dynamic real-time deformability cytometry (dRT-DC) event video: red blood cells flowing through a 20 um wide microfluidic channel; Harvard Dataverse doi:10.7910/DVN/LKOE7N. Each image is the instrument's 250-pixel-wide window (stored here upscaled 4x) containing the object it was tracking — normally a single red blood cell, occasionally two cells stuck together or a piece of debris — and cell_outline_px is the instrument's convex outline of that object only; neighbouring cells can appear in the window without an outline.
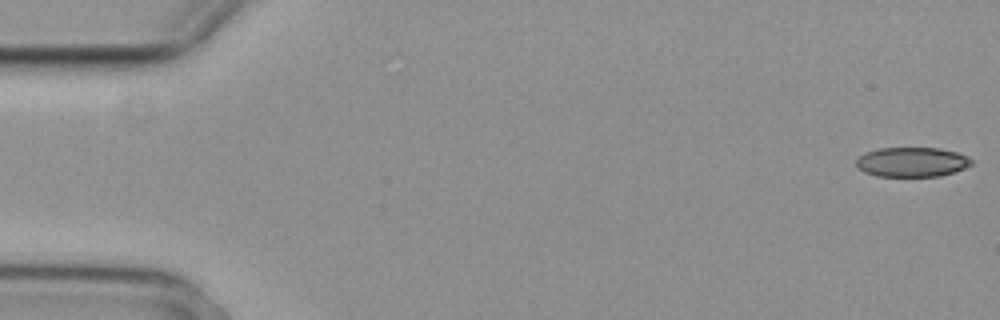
{"species": "common noctule bat (a hibernating species)", "species_latin": "Nyctalus noctula", "temperature_condition": "cold", "stored_images_in_passage": 5, "camera_frame_rate_fps": 3000, "um_per_image_px": 0.085, "animal": {"sex": "female", "body_mass_g": 29.2, "forearm_length_mm": 56.3}, "frame": {"image": 1, "passage_image": 1, "time_ms": 0.0, "image_size_px": [1000, 320], "cell_outline_px": [[972, 164], [964, 168], [940, 176], [876, 176], [864, 172], [856, 168], [856, 160], [864, 152], [880, 148], [940, 148], [956, 152], [972, 160]], "centroid_in_image_um": [77.46, 13.77], "position_along_channel_um": 7.5, "area_um2": 19.83}}
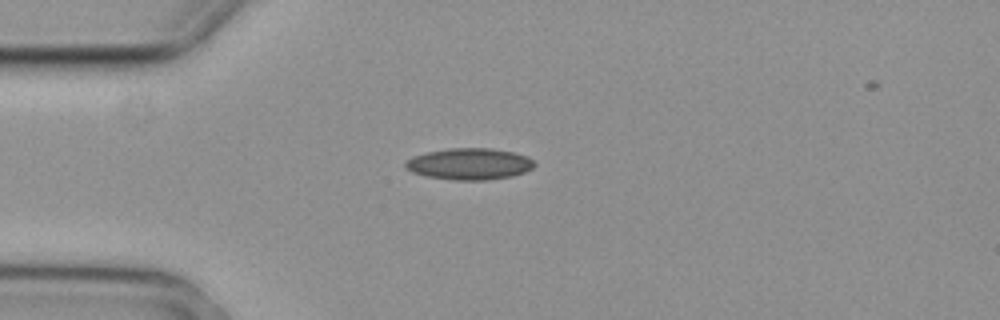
{"frame": {"image": 2, "passage_image": 4, "time_ms": 1.0, "image_size_px": [1000, 320], "cell_outline_px": [[536, 164], [532, 168], [524, 172], [512, 176], [488, 180], [452, 180], [424, 176], [412, 172], [404, 168], [404, 164], [408, 160], [416, 156], [428, 152], [448, 148], [492, 148], [516, 152], [528, 156]], "centroid_in_image_um": [39.92, 13.94], "position_along_channel_um": 45.1, "area_um2": 23.81}}
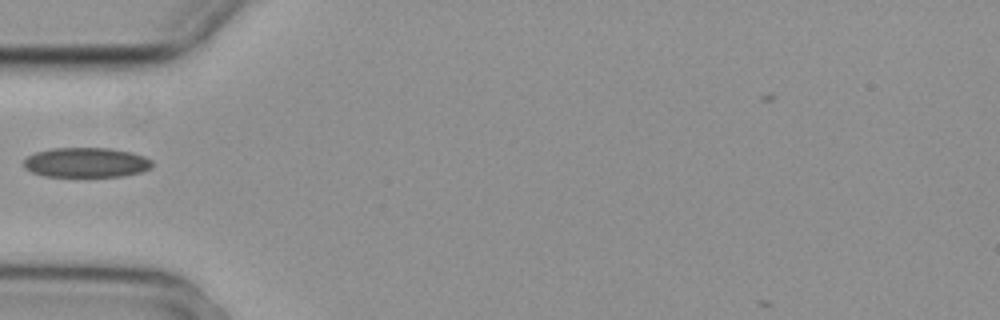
{"frame": {"image": 3, "passage_image": 5, "time_ms": 1.333, "image_size_px": [1000, 320], "cell_outline_px": [[152, 168], [140, 172], [124, 176], [44, 176], [32, 172], [24, 168], [24, 160], [28, 156], [36, 152], [52, 148], [108, 148], [132, 152], [144, 156], [152, 160]], "centroid_in_image_um": [7.34, 13.81], "position_along_channel_um": 77.7, "area_um2": 22.31}}